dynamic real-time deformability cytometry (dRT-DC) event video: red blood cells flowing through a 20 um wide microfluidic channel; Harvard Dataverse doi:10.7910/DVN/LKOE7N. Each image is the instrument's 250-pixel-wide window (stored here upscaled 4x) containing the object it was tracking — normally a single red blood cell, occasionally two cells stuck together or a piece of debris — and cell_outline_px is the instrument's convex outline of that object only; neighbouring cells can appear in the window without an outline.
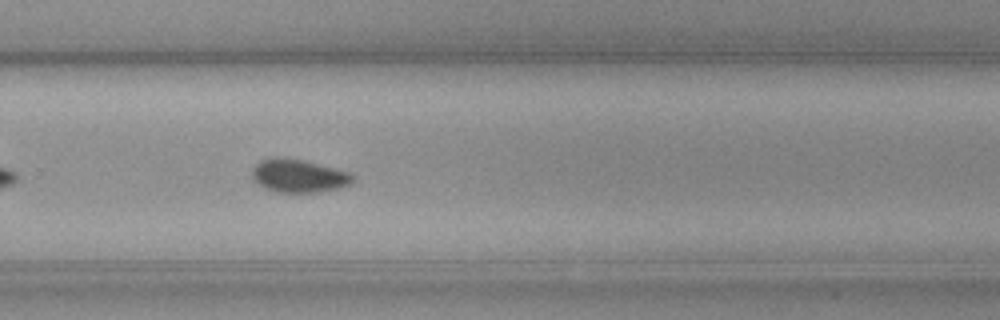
{"species": "common noctule bat (a hibernating species)", "species_latin": "Nyctalus noctula", "temperature_condition": "cold", "stored_images_in_passage": 43, "camera_frame_rate_fps": 3000, "um_per_image_px": 0.085, "animal": {"sex": "female", "body_mass_g": 19.3, "forearm_length_mm": 54.1}, "frame": {"image": 1, "passage_image": 24, "time_ms": 7.667, "image_size_px": [1000, 320], "cell_outline_px": [[356, 180], [352, 184], [340, 188], [320, 192], [276, 192], [264, 188], [252, 176], [252, 172], [256, 164], [260, 160], [276, 156], [304, 160], [348, 172], [356, 176]], "centroid_in_image_um": [25.43, 14.95], "position_along_channel_um": 304.4, "area_um2": 19.54}}